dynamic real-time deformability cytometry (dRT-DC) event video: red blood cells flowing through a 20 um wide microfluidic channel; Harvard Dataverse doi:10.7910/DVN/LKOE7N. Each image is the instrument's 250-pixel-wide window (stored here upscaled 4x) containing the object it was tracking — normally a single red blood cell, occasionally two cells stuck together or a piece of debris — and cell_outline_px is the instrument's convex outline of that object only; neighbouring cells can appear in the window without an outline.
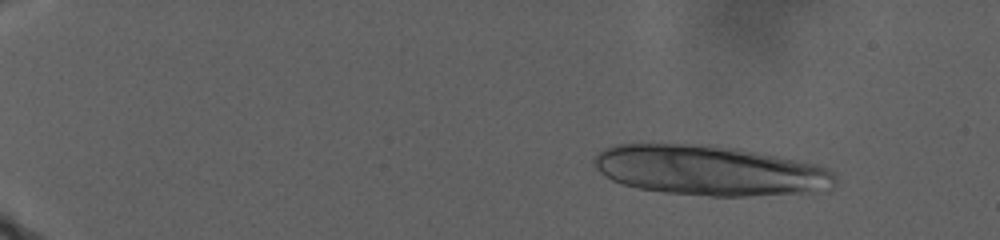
{"species": "human", "species_latin": "Homo sapiens", "temperature_condition": "warm", "stored_images_in_passage": 29, "camera_frame_rate_fps": 3000, "um_per_image_px": 0.085, "donor": {"sex": "male"}, "frame": {"image": 1, "passage_image": 2, "time_ms": 0.667, "image_size_px": [1000, 240], "cell_outline_px": [[836, 184], [832, 188], [812, 192], [748, 196], [712, 196], [664, 192], [636, 188], [612, 180], [604, 176], [592, 164], [592, 160], [604, 148], [616, 144], [716, 144], [816, 164], [828, 168], [836, 172]], "centroid_in_image_um": [60.34, 14.48], "position_along_channel_um": 24.7, "area_um2": 70.63}}